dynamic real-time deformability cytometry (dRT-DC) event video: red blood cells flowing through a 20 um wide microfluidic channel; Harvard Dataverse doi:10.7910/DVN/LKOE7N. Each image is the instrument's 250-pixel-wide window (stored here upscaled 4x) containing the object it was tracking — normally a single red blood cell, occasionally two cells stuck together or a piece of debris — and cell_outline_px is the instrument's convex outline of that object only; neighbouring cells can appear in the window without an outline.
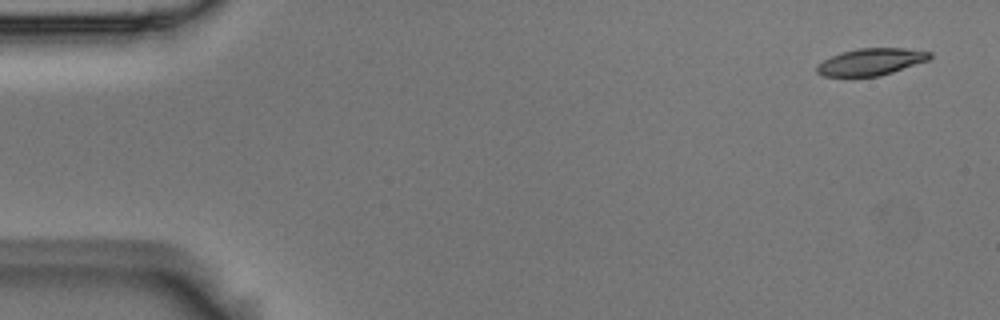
{"species": "Egyptian fruit bat (a non-hibernating species)", "species_latin": "Rousettus aegyptiacus", "temperature_condition": "room temperature", "stored_images_in_passage": 6, "camera_frame_rate_fps": 3000, "um_per_image_px": 0.085, "animal": {"sex": "male"}, "frame": {"image": 1, "passage_image": 1, "time_ms": 0.0, "image_size_px": [1000, 320], "cell_outline_px": [[932, 56], [928, 60], [880, 76], [824, 76], [816, 72], [816, 64], [840, 52], [860, 48], [904, 48], [932, 52]], "centroid_in_image_um": [74.02, 5.25], "position_along_channel_um": 11.0, "area_um2": 17.63}}
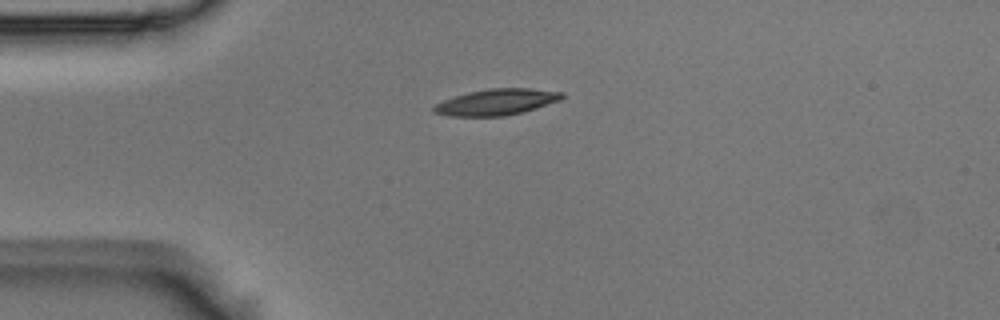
{"frame": {"image": 2, "passage_image": 4, "time_ms": 1.0, "image_size_px": [1000, 320], "cell_outline_px": [[564, 96], [560, 100], [536, 108], [504, 116], [448, 116], [432, 112], [432, 108], [436, 104], [444, 100], [468, 92], [488, 88], [528, 88], [564, 92]], "centroid_in_image_um": [42.19, 8.67], "position_along_channel_um": 42.8, "area_um2": 19.42}}
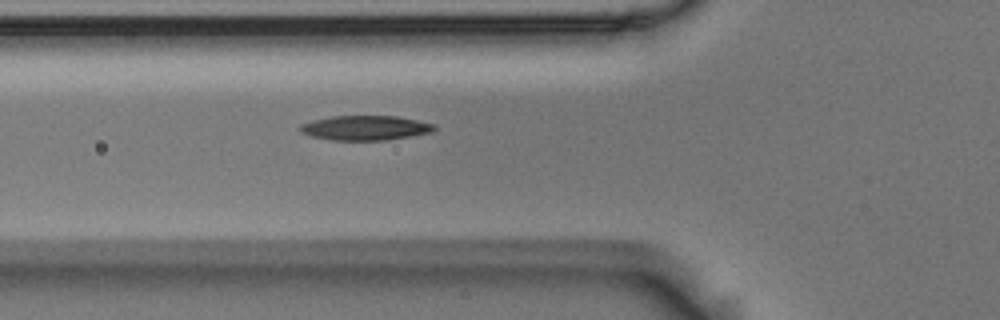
{"frame": {"image": 3, "passage_image": 6, "time_ms": 1.667, "image_size_px": [1000, 320], "cell_outline_px": [[436, 128], [432, 132], [388, 140], [332, 140], [312, 136], [300, 132], [296, 128], [300, 124], [312, 120], [332, 116], [396, 116], [436, 124]], "centroid_in_image_um": [31.02, 10.87], "position_along_channel_um": 94.8, "area_um2": 19.36}}